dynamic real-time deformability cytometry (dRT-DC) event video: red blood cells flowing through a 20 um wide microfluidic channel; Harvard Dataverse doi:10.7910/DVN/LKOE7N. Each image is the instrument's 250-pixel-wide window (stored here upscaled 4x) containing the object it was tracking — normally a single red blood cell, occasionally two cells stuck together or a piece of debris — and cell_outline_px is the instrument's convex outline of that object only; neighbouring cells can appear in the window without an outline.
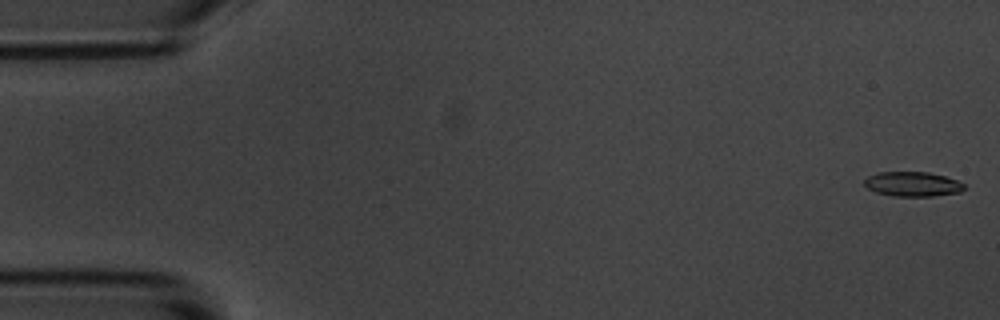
{"species": "common noctule bat (a hibernating species)", "species_latin": "Nyctalus noctula", "temperature_condition": "room temperature", "stored_images_in_passage": 54, "segment_of_instrument_passage": [1, 2], "camera_frame_rate_fps": 3000, "um_per_image_px": 0.085, "animal": {"sex": "male", "body_mass_g": 20.1, "forearm_length_mm": 53.5}, "frame": {"image": 1, "passage_image": 1, "time_ms": 0.0, "image_size_px": [1000, 320], "cell_outline_px": [[964, 188], [960, 192], [932, 196], [892, 196], [876, 192], [868, 188], [864, 184], [864, 180], [868, 176], [876, 172], [928, 172], [944, 176], [956, 180], [964, 184]], "centroid_in_image_um": [77.54, 15.64], "position_along_channel_um": 7.5, "area_um2": 14.28}}
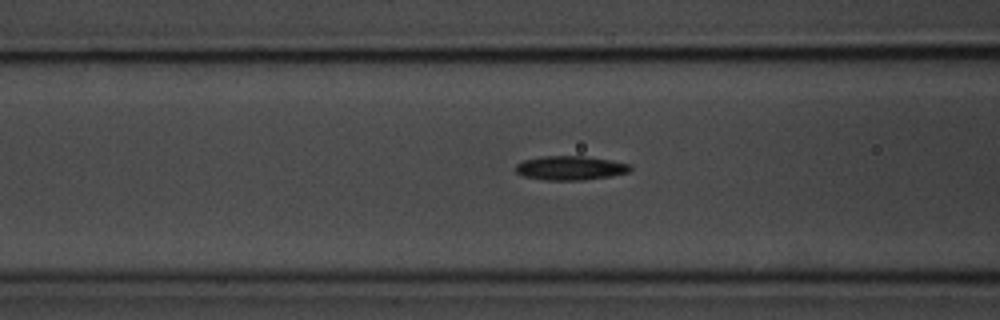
{"frame": {"image": 2, "passage_image": 21, "time_ms": 6.667, "image_size_px": [1000, 320], "cell_outline_px": [[632, 168], [628, 172], [612, 176], [584, 180], [544, 180], [524, 176], [516, 172], [516, 164], [524, 160], [544, 156], [584, 156], [612, 160], [632, 164]], "centroid_in_image_um": [48.52, 14.28], "position_along_channel_um": 118.1, "area_um2": 16.18}}
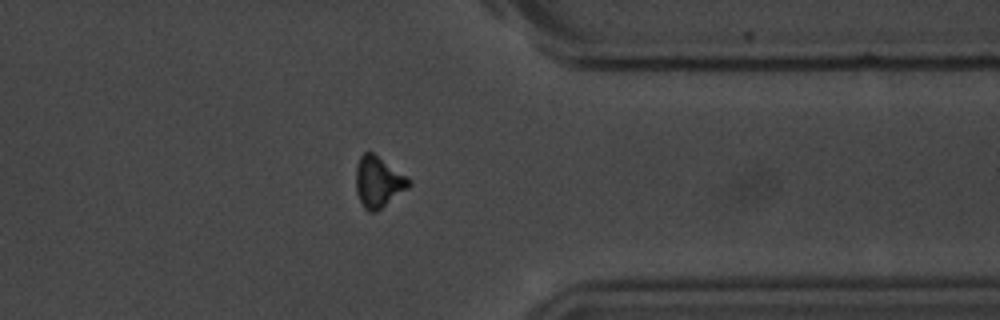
{"frame": {"image": 3, "passage_image": 43, "time_ms": 14.0, "image_size_px": [1000, 320], "cell_outline_px": [[412, 184], [408, 188], [376, 212], [368, 212], [364, 208], [356, 192], [356, 164], [360, 156], [364, 152], [372, 152], [408, 176], [412, 180]], "centroid_in_image_um": [32.17, 15.46], "position_along_channel_um": 379.2, "area_um2": 15.84}}